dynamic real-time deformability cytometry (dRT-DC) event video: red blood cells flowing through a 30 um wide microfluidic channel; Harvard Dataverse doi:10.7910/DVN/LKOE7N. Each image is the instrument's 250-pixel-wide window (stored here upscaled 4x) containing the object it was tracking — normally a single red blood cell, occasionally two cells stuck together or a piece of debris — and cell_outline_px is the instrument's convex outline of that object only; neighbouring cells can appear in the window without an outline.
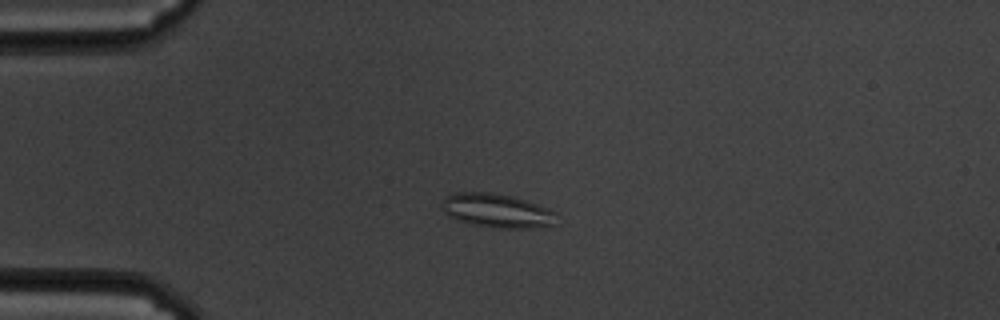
{"species": "common noctule bat (a hibernating species)", "species_latin": "Nyctalus noctula", "temperature_condition": "cold", "stored_images_in_passage": 61, "camera_frame_rate_fps": 3000, "um_per_image_px": 0.085, "animal": {"sex": "male", "body_mass_g": 19.5, "forearm_length_mm": 54.6}, "frame": {"image": 1, "passage_image": 16, "time_ms": 5.0, "image_size_px": [1000, 320], "cell_outline_px": [[556, 212], [552, 224], [532, 228], [496, 228], [472, 224], [456, 220], [448, 216], [444, 212], [440, 204], [444, 196], [456, 192], [492, 192], [512, 196], [548, 208]], "centroid_in_image_um": [42.15, 17.89], "position_along_channel_um": 42.9, "area_um2": 22.66}}
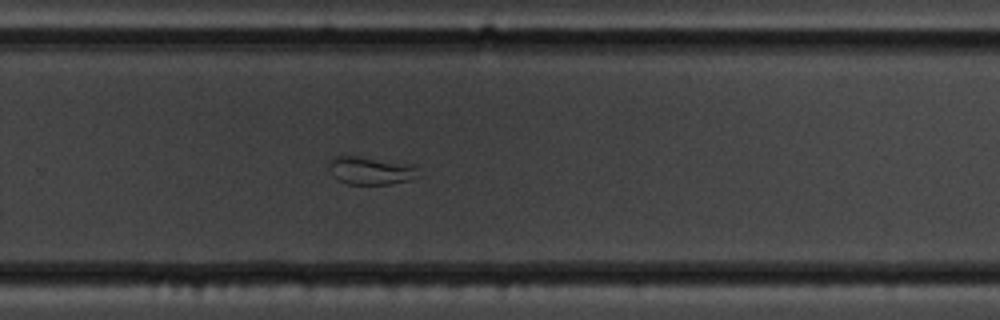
{"frame": {"image": 2, "passage_image": 41, "time_ms": 13.333, "image_size_px": [1000, 320], "cell_outline_px": [[420, 176], [408, 180], [388, 184], [348, 184], [336, 180], [332, 176], [328, 164], [328, 160], [332, 156], [356, 156], [408, 164], [416, 168]], "centroid_in_image_um": [31.42, 14.51], "position_along_channel_um": 298.4, "area_um2": 14.45}}
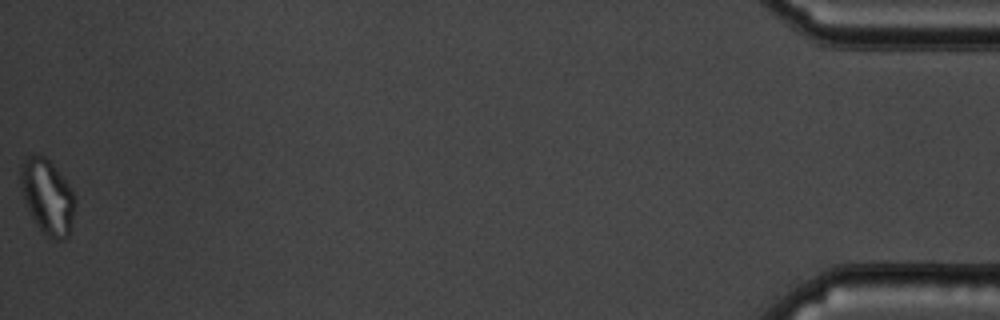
{"frame": {"image": 3, "passage_image": 61, "time_ms": 20.0, "image_size_px": [1000, 320], "cell_outline_px": [[76, 200], [68, 236], [64, 240], [56, 240], [48, 236], [36, 224], [28, 212], [20, 192], [20, 164], [28, 156], [36, 152], [44, 156], [52, 164], [76, 196]], "centroid_in_image_um": [3.98, 16.69], "position_along_channel_um": 431.2, "area_um2": 23.81}, "authors_computed_cell_mechanics": {"area_um2": 21.097, "velocity_mm_per_s": 3.3704, "shape_relaxation_time_tau1_ms": null, "shape_relaxation_time_tau2_ms": 2.3413, "deformation_change_tau1": null, "deformation_change_tau2": 0.0871}}